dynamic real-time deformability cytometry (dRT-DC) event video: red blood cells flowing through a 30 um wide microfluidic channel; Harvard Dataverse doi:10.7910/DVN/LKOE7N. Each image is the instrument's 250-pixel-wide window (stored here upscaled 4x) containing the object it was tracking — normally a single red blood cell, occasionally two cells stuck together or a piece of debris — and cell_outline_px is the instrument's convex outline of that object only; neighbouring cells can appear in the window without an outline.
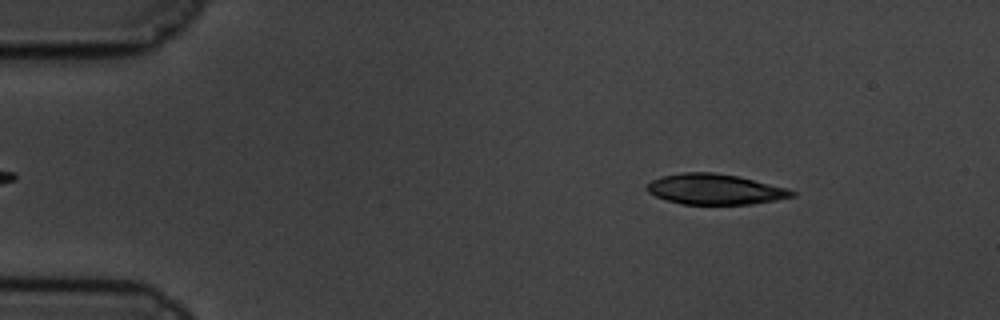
{"species": "common noctule bat (a hibernating species)", "species_latin": "Nyctalus noctula", "temperature_condition": "cold", "stored_images_in_passage": 58, "camera_frame_rate_fps": 3000, "um_per_image_px": 0.085, "animal": {"sex": "male", "body_mass_g": 19.5, "forearm_length_mm": 54.6}, "frame": {"image": 1, "passage_image": 7, "time_ms": 2.0, "image_size_px": [1000, 320], "cell_outline_px": [[796, 196], [776, 200], [752, 204], [680, 204], [656, 196], [648, 192], [644, 188], [652, 180], [664, 176], [684, 172], [712, 172], [736, 176], [788, 188], [796, 192]], "centroid_in_image_um": [60.79, 16.09], "position_along_channel_um": 24.2, "area_um2": 25.61}}